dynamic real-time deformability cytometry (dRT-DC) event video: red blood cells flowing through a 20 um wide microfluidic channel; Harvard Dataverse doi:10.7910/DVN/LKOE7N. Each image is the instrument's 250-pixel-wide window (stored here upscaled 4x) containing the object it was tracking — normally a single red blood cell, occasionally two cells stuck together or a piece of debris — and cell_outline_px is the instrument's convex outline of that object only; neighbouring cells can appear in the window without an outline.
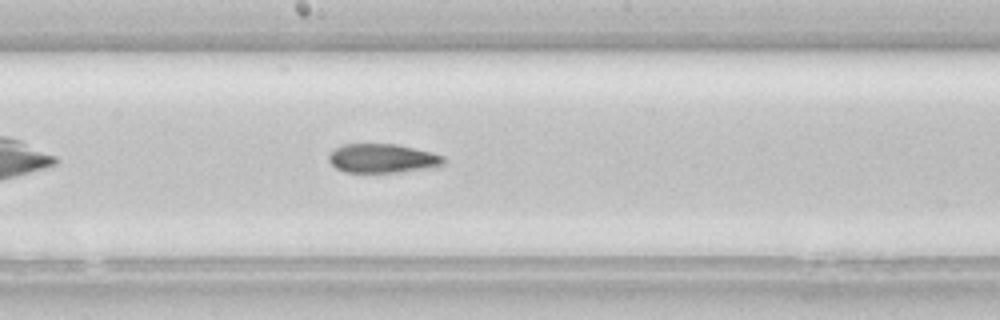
{"species": "common noctule bat (a hibernating species)", "species_latin": "Nyctalus noctula", "temperature_condition": "room temperature", "stored_images_in_passage": 33, "camera_frame_rate_fps": 3000, "um_per_image_px": 0.085, "animal": {"sex": "female", "body_mass_g": 22.7, "forearm_length_mm": 54.2}, "frame": {"image": 1, "passage_image": 15, "time_ms": 4.667, "image_size_px": [1000, 320], "cell_outline_px": [[444, 164], [440, 168], [396, 172], [344, 172], [336, 168], [328, 160], [328, 156], [336, 148], [344, 144], [396, 144], [432, 152], [444, 156]], "centroid_in_image_um": [32.58, 13.47], "position_along_channel_um": 215.6, "area_um2": 19.59}}